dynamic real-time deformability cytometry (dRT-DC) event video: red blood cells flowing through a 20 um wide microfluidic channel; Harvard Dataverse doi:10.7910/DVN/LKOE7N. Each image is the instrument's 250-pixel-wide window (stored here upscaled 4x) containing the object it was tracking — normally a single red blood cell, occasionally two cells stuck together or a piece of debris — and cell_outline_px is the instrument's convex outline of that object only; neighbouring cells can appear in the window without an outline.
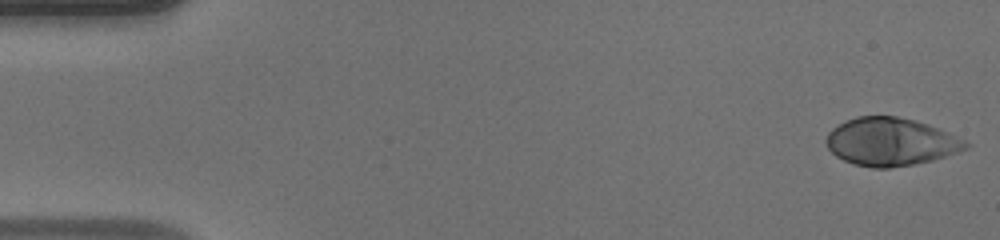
{"species": "human", "species_latin": "Homo sapiens", "temperature_condition": "warm", "stored_images_in_passage": 48, "camera_frame_rate_fps": 3000, "um_per_image_px": 0.085, "donor": {"sex": "male"}, "frame": {"image": 1, "passage_image": 1, "time_ms": 0.0, "image_size_px": [1000, 240], "cell_outline_px": [[972, 144], [968, 148], [932, 160], [912, 164], [888, 168], [872, 168], [856, 164], [844, 160], [836, 156], [828, 148], [824, 140], [828, 132], [832, 128], [844, 120], [856, 116], [896, 116], [928, 124], [964, 140]], "centroid_in_image_um": [75.66, 12.04], "position_along_channel_um": 9.3, "area_um2": 38.73}}
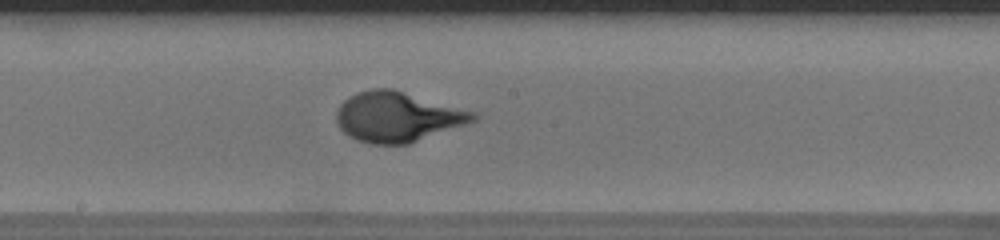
{"frame": {"image": 2, "passage_image": 26, "time_ms": 8.333, "image_size_px": [1000, 240], "cell_outline_px": [[480, 116], [476, 120], [408, 144], [368, 144], [356, 140], [344, 132], [340, 128], [336, 120], [336, 112], [340, 104], [348, 96], [372, 88], [392, 88], [476, 112]], "centroid_in_image_um": [33.77, 9.93], "position_along_channel_um": 214.4, "area_um2": 39.77}}
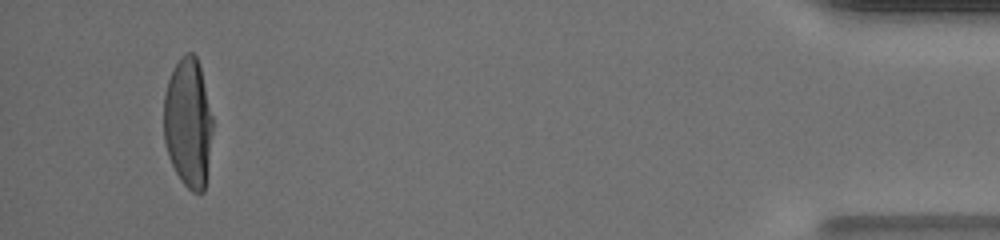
{"frame": {"image": 3, "passage_image": 46, "time_ms": 15.0, "image_size_px": [1000, 240], "cell_outline_px": [[212, 128], [204, 192], [192, 192], [180, 180], [168, 156], [164, 140], [164, 92], [168, 80], [180, 56], [188, 52], [192, 52], [196, 56], [200, 68], [212, 116]], "centroid_in_image_um": [15.97, 10.43], "position_along_channel_um": 419.2, "area_um2": 36.53}}